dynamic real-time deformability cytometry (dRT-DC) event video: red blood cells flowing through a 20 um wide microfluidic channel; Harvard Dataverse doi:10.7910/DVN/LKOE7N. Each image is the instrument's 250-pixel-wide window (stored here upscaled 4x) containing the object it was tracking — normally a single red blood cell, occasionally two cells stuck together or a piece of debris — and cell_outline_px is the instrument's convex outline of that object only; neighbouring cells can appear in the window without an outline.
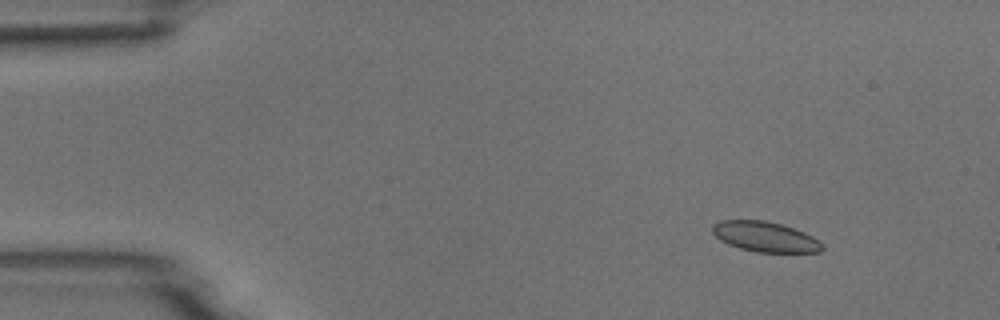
{"species": "common noctule bat (a hibernating species)", "species_latin": "Nyctalus noctula", "temperature_condition": "room temperature", "stored_images_in_passage": 9, "camera_frame_rate_fps": 3000, "um_per_image_px": 0.085, "animal": {"sex": "male", "body_mass_g": 18.8}, "frame": {"image": 1, "passage_image": 2, "time_ms": 1.0, "image_size_px": [1000, 320], "cell_outline_px": [[824, 248], [820, 252], [756, 252], [740, 248], [728, 244], [720, 240], [712, 232], [712, 224], [720, 220], [764, 220], [780, 224], [804, 232], [812, 236]], "centroid_in_image_um": [64.99, 20.12], "position_along_channel_um": 20.0, "area_um2": 19.13}}